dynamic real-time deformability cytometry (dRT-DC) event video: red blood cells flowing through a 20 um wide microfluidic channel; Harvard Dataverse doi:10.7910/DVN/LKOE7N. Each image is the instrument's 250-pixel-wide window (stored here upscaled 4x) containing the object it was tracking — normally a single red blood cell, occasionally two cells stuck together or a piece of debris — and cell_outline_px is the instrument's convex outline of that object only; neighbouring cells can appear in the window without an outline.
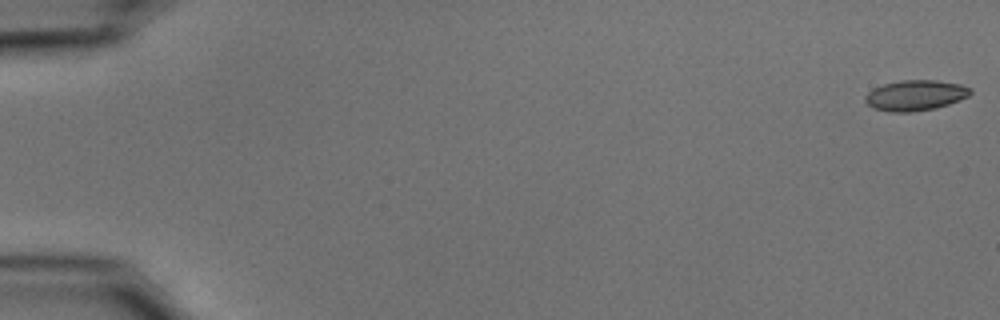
{"species": "common noctule bat (a hibernating species)", "species_latin": "Nyctalus noctula", "temperature_condition": "cold", "stored_images_in_passage": 55, "camera_frame_rate_fps": 3000, "um_per_image_px": 0.085, "animal": {"sex": "male", "body_mass_g": 15.6}, "frame": {"image": 1, "passage_image": 1, "time_ms": 0.0, "image_size_px": [1000, 320], "cell_outline_px": [[972, 92], [968, 96], [960, 100], [936, 108], [912, 112], [888, 112], [872, 108], [864, 100], [864, 96], [872, 88], [884, 84], [900, 80], [936, 80], [960, 84], [972, 88]], "centroid_in_image_um": [77.79, 8.1], "position_along_channel_um": 7.2, "area_um2": 18.9}}
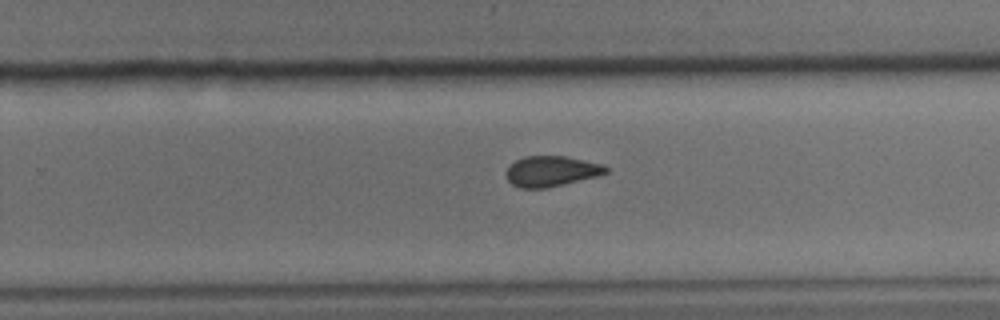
{"frame": {"image": 2, "passage_image": 36, "time_ms": 11.667, "image_size_px": [1000, 320], "cell_outline_px": [[608, 172], [596, 176], [544, 188], [520, 188], [512, 184], [508, 180], [508, 168], [516, 160], [524, 156], [564, 156], [604, 164], [608, 168]], "centroid_in_image_um": [46.88, 14.54], "position_along_channel_um": 282.9, "area_um2": 17.34}}
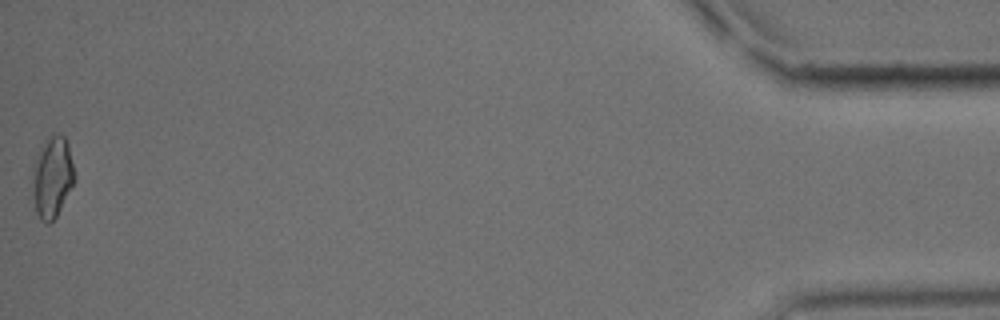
{"frame": {"image": 3, "passage_image": 55, "time_ms": 18.0, "image_size_px": [1000, 320], "cell_outline_px": [[76, 180], [56, 216], [48, 224], [44, 224], [40, 220], [36, 212], [32, 180], [32, 164], [40, 144], [52, 132], [56, 132], [64, 136], [68, 144], [76, 176]], "centroid_in_image_um": [4.43, 14.99], "position_along_channel_um": 430.8, "area_um2": 20.4}, "authors_computed_cell_mechanics": {"area_um2": 18.496, "velocity_mm_per_s": 3.7118, "shape_relaxation_time_tau1_ms": 7.6072, "shape_relaxation_time_tau2_ms": 2.3256, "deformation_change_tau1": 0.1322, "deformation_change_tau2": 0.0663}}